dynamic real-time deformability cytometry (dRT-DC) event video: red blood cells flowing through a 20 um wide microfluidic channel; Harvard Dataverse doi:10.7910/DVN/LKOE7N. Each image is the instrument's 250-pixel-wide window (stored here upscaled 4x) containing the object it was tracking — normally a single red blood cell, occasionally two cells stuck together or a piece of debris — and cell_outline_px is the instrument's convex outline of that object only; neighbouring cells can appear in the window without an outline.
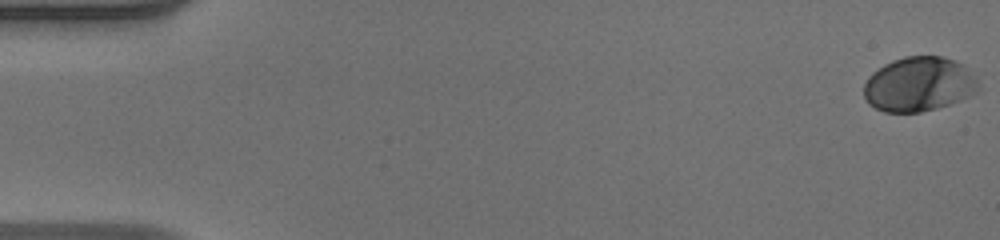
{"species": "human", "species_latin": "Homo sapiens", "temperature_condition": "warm", "stored_images_in_passage": 53, "camera_frame_rate_fps": 3000, "um_per_image_px": 0.085, "donor": {"sex": "male"}, "frame": {"image": 1, "passage_image": 1, "time_ms": 0.0, "image_size_px": [1000, 240], "cell_outline_px": [[976, 92], [948, 104], [936, 108], [920, 112], [884, 112], [868, 104], [864, 96], [864, 84], [868, 76], [872, 72], [884, 64], [892, 60], [904, 56], [940, 56], [952, 60], [960, 64], [976, 80]], "centroid_in_image_um": [78.0, 7.16], "position_along_channel_um": 7.0, "area_um2": 35.78}}
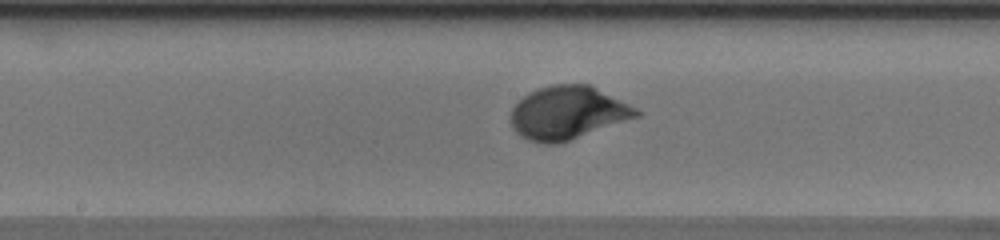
{"frame": {"image": 2, "passage_image": 28, "time_ms": 9.0, "image_size_px": [1000, 240], "cell_outline_px": [[640, 116], [560, 144], [544, 144], [528, 140], [520, 136], [512, 128], [512, 108], [528, 92], [552, 84], [588, 84], [636, 108], [640, 112]], "centroid_in_image_um": [48.24, 9.61], "position_along_channel_um": 200.0, "area_um2": 38.67}}
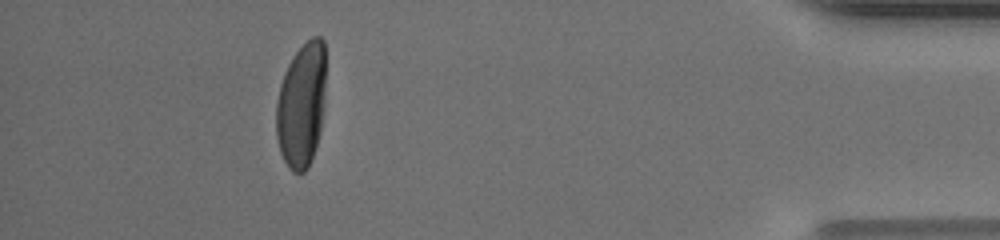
{"frame": {"image": 3, "passage_image": 48, "time_ms": 15.667, "image_size_px": [1000, 240], "cell_outline_px": [[324, 104], [320, 132], [308, 168], [304, 172], [292, 172], [288, 168], [280, 152], [276, 136], [276, 104], [280, 84], [284, 72], [292, 56], [312, 36], [320, 36], [324, 40]], "centroid_in_image_um": [25.61, 8.94], "position_along_channel_um": 409.6, "area_um2": 36.07}, "authors_computed_cell_mechanics": {"area_um2": 36.125, "velocity_mm_per_s": 3.9592, "shape_relaxation_time_tau1_ms": 2.4932, "shape_relaxation_time_tau2_ms": null, "deformation_change_tau1": 0.1741, "deformation_change_tau2": null}}